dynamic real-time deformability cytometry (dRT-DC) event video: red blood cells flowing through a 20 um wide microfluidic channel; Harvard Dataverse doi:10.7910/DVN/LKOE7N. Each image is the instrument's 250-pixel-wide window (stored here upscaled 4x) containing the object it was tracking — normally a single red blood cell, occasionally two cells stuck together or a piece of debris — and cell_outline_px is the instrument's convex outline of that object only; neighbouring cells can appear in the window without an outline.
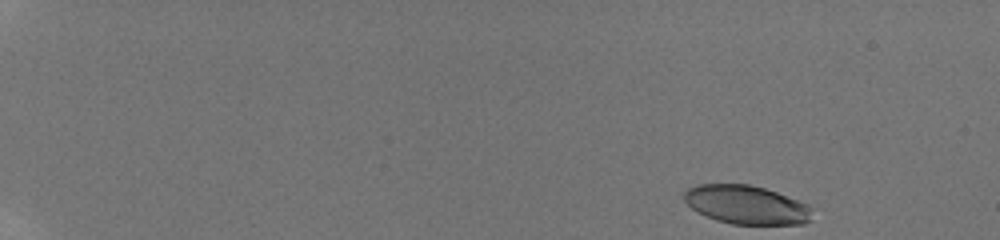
{"species": "human", "species_latin": "Homo sapiens", "temperature_condition": "room temperature", "stored_images_in_passage": 19, "camera_frame_rate_fps": 3000, "um_per_image_px": 0.085, "donor": {"sex": "male"}, "frame": {"image": 1, "passage_image": 1, "time_ms": 0.0, "image_size_px": [1000, 240], "cell_outline_px": [[812, 208], [808, 220], [804, 224], [732, 224], [716, 220], [692, 208], [684, 200], [684, 192], [688, 188], [696, 184], [748, 184], [764, 188], [776, 192], [808, 204]], "centroid_in_image_um": [63.43, 17.4], "position_along_channel_um": 21.6, "area_um2": 28.61}}
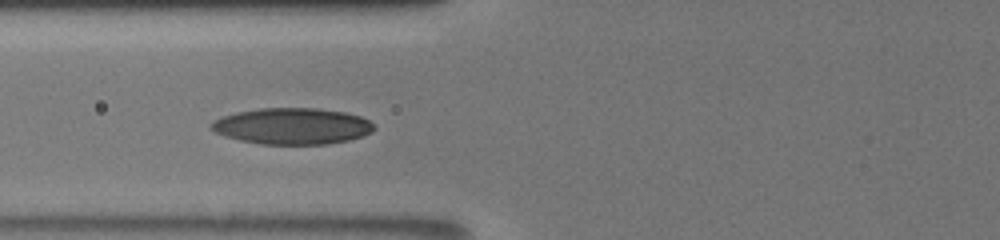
{"frame": {"image": 2, "passage_image": 13, "time_ms": 6.333, "image_size_px": [1000, 240], "cell_outline_px": [[376, 128], [372, 132], [348, 140], [328, 144], [260, 144], [240, 140], [224, 136], [208, 128], [208, 124], [212, 120], [220, 116], [236, 112], [260, 108], [316, 108], [344, 112], [360, 116], [368, 120]], "centroid_in_image_um": [24.77, 10.71], "position_along_channel_um": 101.0, "area_um2": 34.62}}
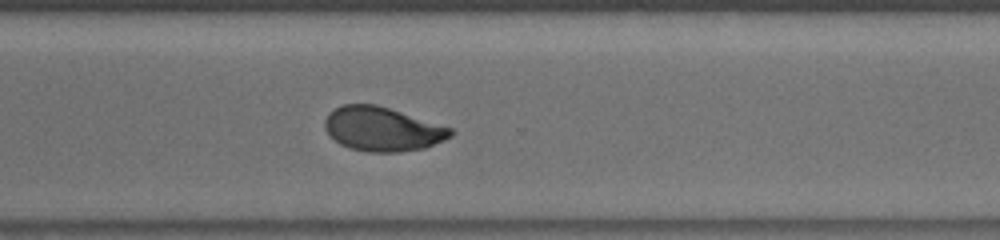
{"frame": {"image": 3, "passage_image": 19, "time_ms": 12.333, "image_size_px": [1000, 240], "cell_outline_px": [[456, 132], [452, 136], [444, 140], [424, 148], [400, 152], [368, 152], [348, 148], [340, 144], [324, 128], [324, 120], [328, 112], [344, 104], [376, 104], [452, 128]], "centroid_in_image_um": [32.5, 10.97], "position_along_channel_um": 338.1, "area_um2": 32.31}}